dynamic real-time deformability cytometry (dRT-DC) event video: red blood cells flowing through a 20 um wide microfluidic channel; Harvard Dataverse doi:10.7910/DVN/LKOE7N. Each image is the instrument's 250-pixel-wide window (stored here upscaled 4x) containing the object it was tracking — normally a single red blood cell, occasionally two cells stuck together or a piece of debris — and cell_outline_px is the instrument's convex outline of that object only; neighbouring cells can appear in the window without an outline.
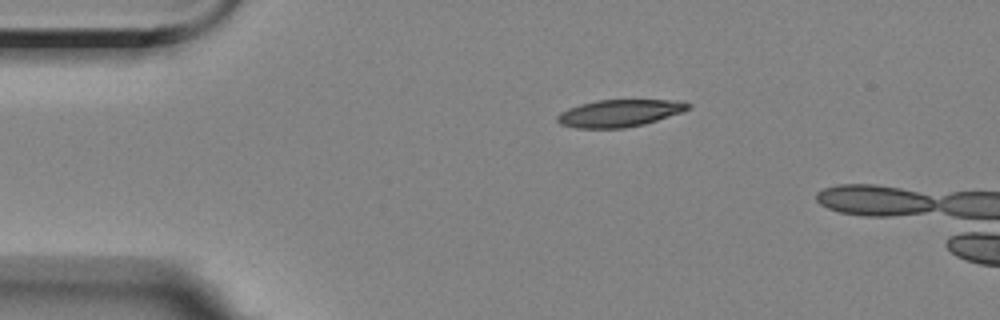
{"species": "Egyptian fruit bat (a non-hibernating species)", "species_latin": "Rousettus aegyptiacus", "temperature_condition": "room temperature", "stored_images_in_passage": 3, "camera_frame_rate_fps": 3000, "um_per_image_px": 0.085, "animal": {"sex": "female"}, "frame": {"image": 1, "passage_image": 1, "time_ms": 0.0, "image_size_px": [1000, 320], "cell_outline_px": [[692, 108], [684, 112], [644, 124], [624, 128], [576, 128], [560, 124], [556, 120], [556, 116], [560, 112], [568, 108], [580, 104], [596, 100], [676, 100], [692, 104]], "centroid_in_image_um": [52.67, 9.62], "position_along_channel_um": 32.3, "area_um2": 20.92}}